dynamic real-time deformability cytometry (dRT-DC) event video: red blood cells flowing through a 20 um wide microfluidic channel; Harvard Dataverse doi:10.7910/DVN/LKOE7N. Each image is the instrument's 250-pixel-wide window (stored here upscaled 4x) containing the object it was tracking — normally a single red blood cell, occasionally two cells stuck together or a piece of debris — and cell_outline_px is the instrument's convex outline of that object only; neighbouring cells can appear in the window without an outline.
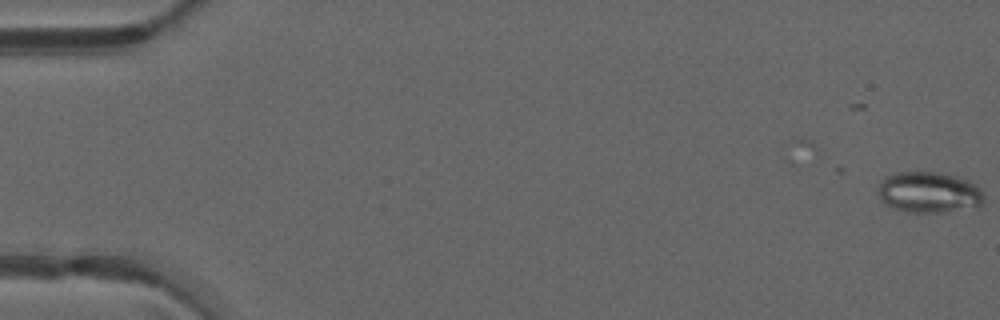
{"species": "common noctule bat (a hibernating species)", "species_latin": "Nyctalus noctula", "temperature_condition": "warm", "stored_images_in_passage": 4, "camera_frame_rate_fps": 3000, "um_per_image_px": 0.085, "animal": {"sex": "male", "forearm_length_mm": 52.5}, "frame": {"image": 1, "passage_image": 4, "time_ms": 1.0, "image_size_px": [1000, 320], "cell_outline_px": [[984, 200], [980, 208], [940, 212], [908, 212], [884, 204], [880, 196], [880, 184], [884, 176], [896, 172], [940, 172], [956, 176], [968, 180], [980, 188], [984, 196]], "centroid_in_image_um": [79.02, 16.35], "position_along_channel_um": 6.0, "area_um2": 25.43}}